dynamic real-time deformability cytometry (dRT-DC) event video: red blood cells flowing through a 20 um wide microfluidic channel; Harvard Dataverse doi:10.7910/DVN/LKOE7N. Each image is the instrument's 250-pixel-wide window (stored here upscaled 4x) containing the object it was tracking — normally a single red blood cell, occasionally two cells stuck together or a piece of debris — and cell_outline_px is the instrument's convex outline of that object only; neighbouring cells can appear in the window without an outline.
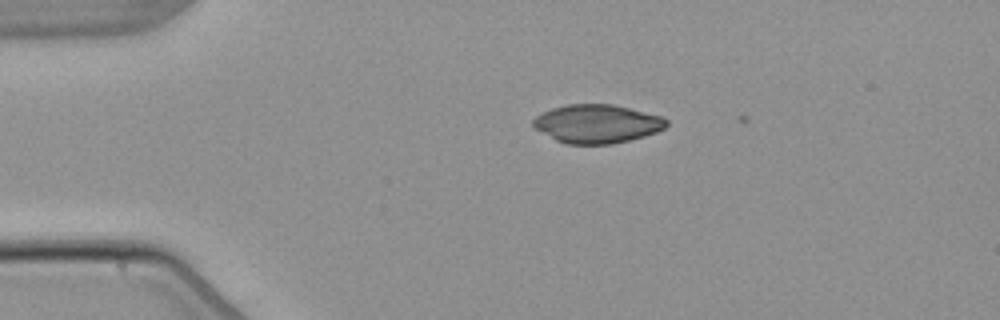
{"species": "common noctule bat (a hibernating species)", "species_latin": "Nyctalus noctula", "temperature_condition": "warm", "stored_images_in_passage": 4, "camera_frame_rate_fps": 3000, "um_per_image_px": 0.085, "animal": {"sex": "male", "body_mass_g": 21.5, "forearm_length_mm": 52.0}, "frame": {"image": 1, "passage_image": 3, "time_ms": 2.333, "image_size_px": [1000, 320], "cell_outline_px": [[668, 124], [664, 128], [656, 132], [644, 136], [612, 144], [568, 144], [556, 140], [536, 128], [532, 124], [532, 120], [536, 116], [552, 108], [568, 104], [612, 104], [660, 116], [668, 120]], "centroid_in_image_um": [50.74, 10.52], "position_along_channel_um": 34.3, "area_um2": 29.59}}